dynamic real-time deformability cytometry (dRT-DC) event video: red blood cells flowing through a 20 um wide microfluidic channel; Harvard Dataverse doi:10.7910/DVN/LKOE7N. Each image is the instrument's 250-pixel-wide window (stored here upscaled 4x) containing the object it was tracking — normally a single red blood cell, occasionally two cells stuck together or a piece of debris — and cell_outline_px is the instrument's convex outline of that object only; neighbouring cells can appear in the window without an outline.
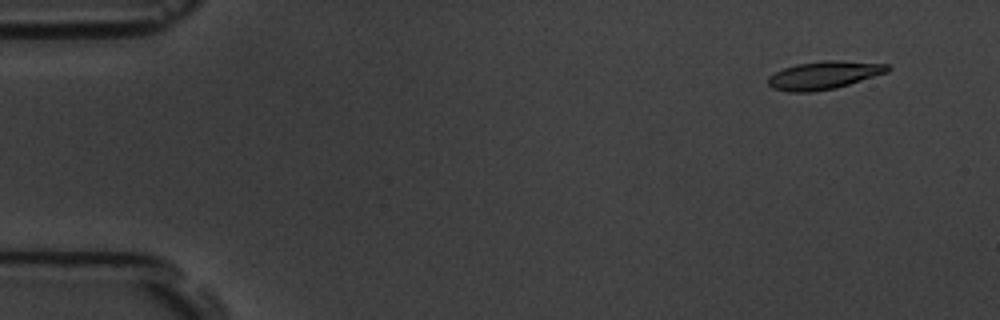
{"species": "common noctule bat (a hibernating species)", "species_latin": "Nyctalus noctula", "temperature_condition": "room temperature", "stored_images_in_passage": 6, "camera_frame_rate_fps": 3000, "um_per_image_px": 0.085, "animal": {"sex": "male", "body_mass_g": 19.5, "forearm_length_mm": 54.6}, "frame": {"image": 1, "passage_image": 1, "time_ms": 0.0, "image_size_px": [1000, 320], "cell_outline_px": [[892, 68], [888, 72], [836, 88], [812, 92], [788, 92], [772, 88], [768, 84], [768, 76], [784, 68], [796, 64], [824, 60], [836, 60], [888, 64]], "centroid_in_image_um": [70.03, 6.39], "position_along_channel_um": 15.0, "area_um2": 19.54}}
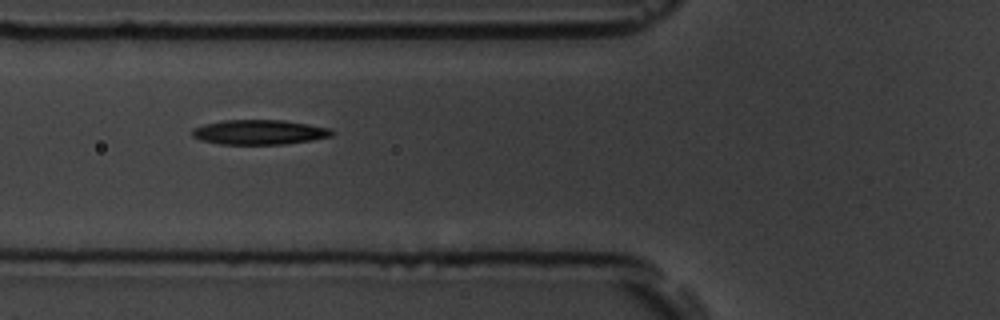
{"frame": {"image": 2, "passage_image": 5, "time_ms": 5.667, "image_size_px": [1000, 320], "cell_outline_px": [[336, 132], [332, 136], [312, 140], [284, 144], [220, 144], [200, 140], [192, 136], [192, 128], [204, 124], [224, 120], [284, 120], [332, 128]], "centroid_in_image_um": [22.07, 11.23], "position_along_channel_um": 103.7, "area_um2": 20.29}}
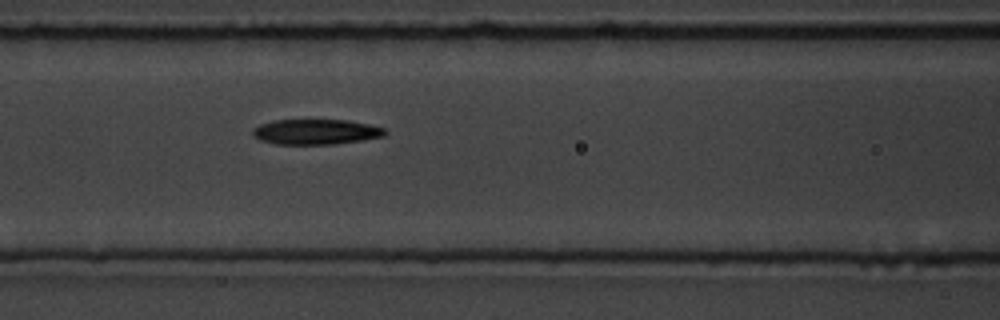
{"frame": {"image": 3, "passage_image": 6, "time_ms": 6.667, "image_size_px": [1000, 320], "cell_outline_px": [[388, 132], [384, 136], [336, 144], [276, 144], [260, 140], [252, 136], [252, 128], [260, 124], [272, 120], [348, 120], [388, 128]], "centroid_in_image_um": [26.85, 11.2], "position_along_channel_um": 139.8, "area_um2": 19.65}}